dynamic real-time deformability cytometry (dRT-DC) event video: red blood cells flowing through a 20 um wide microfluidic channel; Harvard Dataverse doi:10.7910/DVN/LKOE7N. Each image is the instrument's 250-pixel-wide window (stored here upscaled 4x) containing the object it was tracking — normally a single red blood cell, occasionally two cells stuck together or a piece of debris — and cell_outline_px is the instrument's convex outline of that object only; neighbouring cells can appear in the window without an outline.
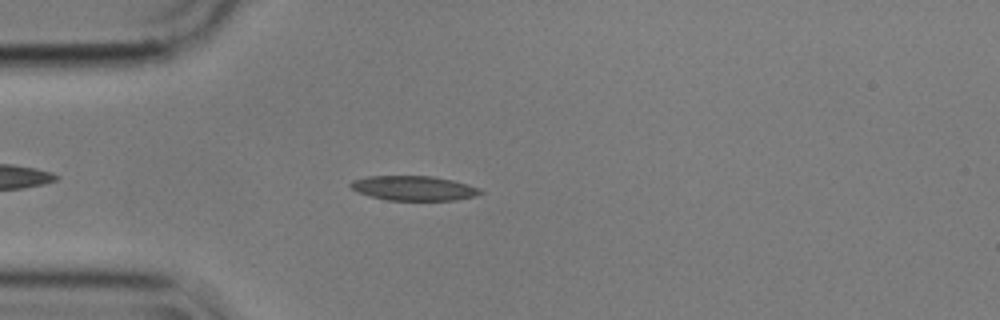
{"species": "common noctule bat (a hibernating species)", "species_latin": "Nyctalus noctula", "temperature_condition": "cold", "stored_images_in_passage": 48, "camera_frame_rate_fps": 3000, "um_per_image_px": 0.085, "animal": {"sex": "male", "body_mass_g": 17.9}, "frame": {"image": 1, "passage_image": 7, "time_ms": 2.0, "image_size_px": [1000, 320], "cell_outline_px": [[484, 192], [472, 196], [456, 200], [388, 200], [356, 192], [348, 184], [352, 180], [368, 176], [432, 176], [452, 180], [468, 184], [480, 188]], "centroid_in_image_um": [35.15, 15.99], "position_along_channel_um": 49.9, "area_um2": 18.55}}
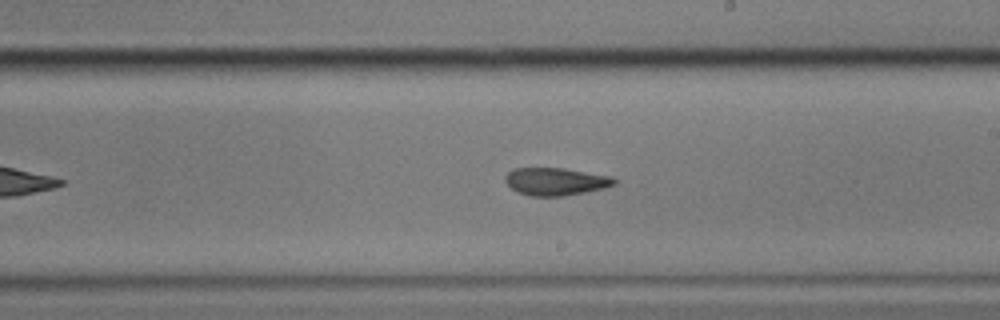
{"frame": {"image": 2, "passage_image": 24, "time_ms": 7.667, "image_size_px": [1000, 320], "cell_outline_px": [[616, 184], [604, 188], [564, 196], [532, 196], [516, 192], [504, 180], [504, 176], [512, 168], [564, 168], [612, 176], [616, 180]], "centroid_in_image_um": [47.22, 15.42], "position_along_channel_um": 241.8, "area_um2": 17.63}}
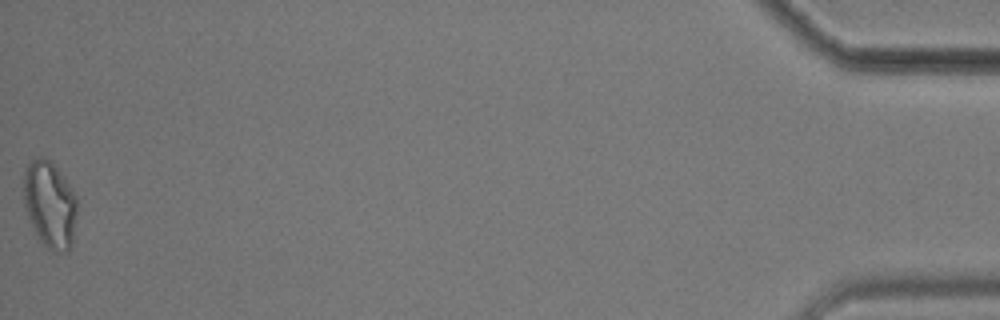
{"frame": {"image": 3, "passage_image": 48, "time_ms": 15.667, "image_size_px": [1000, 320], "cell_outline_px": [[76, 212], [72, 244], [68, 252], [52, 252], [44, 244], [36, 232], [28, 216], [24, 204], [24, 168], [28, 160], [40, 156], [48, 160], [64, 176], [76, 196]], "centroid_in_image_um": [4.23, 17.36], "position_along_channel_um": 431.0, "area_um2": 26.88}, "authors_computed_cell_mechanics": {"area_um2": 18.6983, "velocity_mm_per_s": 3.5698, "shape_relaxation_time_tau1_ms": null, "shape_relaxation_time_tau2_ms": 3.6794, "deformation_change_tau1": null, "deformation_change_tau2": 0.1095}}